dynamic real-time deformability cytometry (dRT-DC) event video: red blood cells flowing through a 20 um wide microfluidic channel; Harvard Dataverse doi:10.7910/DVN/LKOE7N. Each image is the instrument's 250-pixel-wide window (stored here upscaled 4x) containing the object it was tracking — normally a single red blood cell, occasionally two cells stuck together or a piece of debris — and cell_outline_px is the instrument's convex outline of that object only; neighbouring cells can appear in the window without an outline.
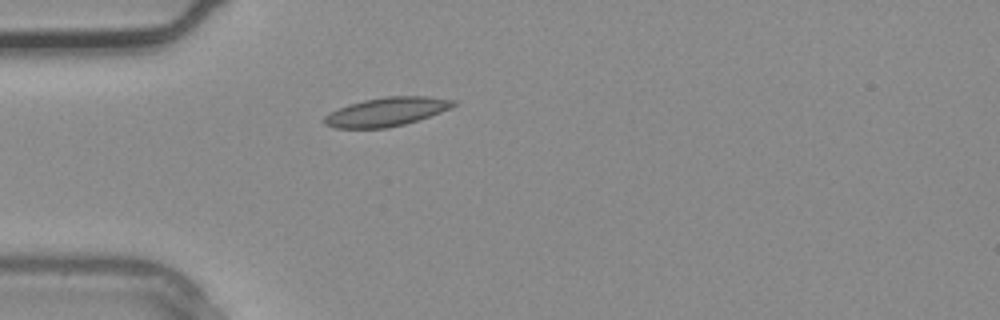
{"species": "common noctule bat (a hibernating species)", "species_latin": "Nyctalus noctula", "temperature_condition": "warm", "stored_images_in_passage": 3, "camera_frame_rate_fps": 3000, "um_per_image_px": 0.085, "animal": {"sex": "male", "body_mass_g": 20.4}, "frame": {"image": 1, "passage_image": 2, "time_ms": 0.333, "image_size_px": [1000, 320], "cell_outline_px": [[456, 104], [452, 108], [404, 124], [388, 128], [336, 128], [324, 124], [324, 116], [328, 112], [348, 104], [364, 100], [384, 96], [428, 96], [456, 100]], "centroid_in_image_um": [32.84, 9.49], "position_along_channel_um": 52.2, "area_um2": 21.68}}